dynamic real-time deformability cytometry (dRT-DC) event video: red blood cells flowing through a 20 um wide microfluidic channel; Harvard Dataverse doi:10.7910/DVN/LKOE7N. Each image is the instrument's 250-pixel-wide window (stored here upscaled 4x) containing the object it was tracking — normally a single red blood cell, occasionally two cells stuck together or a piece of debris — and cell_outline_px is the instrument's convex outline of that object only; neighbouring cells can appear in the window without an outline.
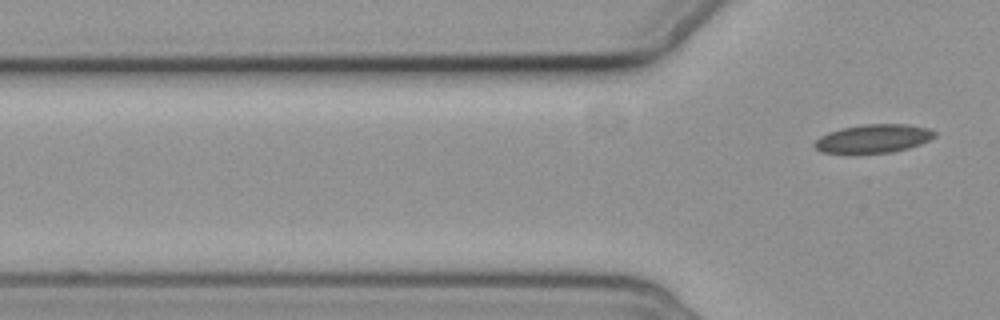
{"species": "common noctule bat (a hibernating species)", "species_latin": "Nyctalus noctula", "temperature_condition": "cold", "stored_images_in_passage": 5, "segment_of_instrument_passage": [2, 2], "camera_frame_rate_fps": 3000, "um_per_image_px": 0.085, "animal": {"sex": "female", "body_mass_g": 19.3, "forearm_length_mm": 54.1}, "frame": {"image": 1, "passage_image": 5, "time_ms": 5.667, "image_size_px": [1000, 320], "cell_outline_px": [[936, 136], [920, 144], [908, 148], [892, 152], [848, 156], [820, 152], [812, 144], [820, 136], [828, 132], [840, 128], [860, 124], [904, 124], [928, 128], [936, 132]], "centroid_in_image_um": [74.14, 11.82], "position_along_channel_um": 51.7, "area_um2": 20.75}}